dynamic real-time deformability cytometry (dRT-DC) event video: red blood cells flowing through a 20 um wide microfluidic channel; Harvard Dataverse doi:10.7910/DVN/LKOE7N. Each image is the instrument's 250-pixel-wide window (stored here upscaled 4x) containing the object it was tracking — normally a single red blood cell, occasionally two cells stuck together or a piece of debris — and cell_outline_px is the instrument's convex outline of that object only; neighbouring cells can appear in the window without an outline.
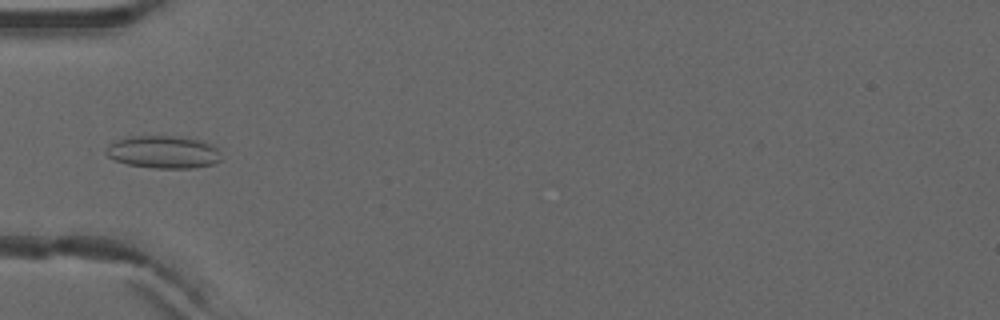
{"species": "common noctule bat (a hibernating species)", "species_latin": "Nyctalus noctula", "temperature_condition": "warm", "stored_images_in_passage": 6, "camera_frame_rate_fps": 3000, "um_per_image_px": 0.085, "animal": {"sex": "male", "forearm_length_mm": 52.5}, "frame": {"image": 1, "passage_image": 5, "time_ms": 1.333, "image_size_px": [1000, 320], "cell_outline_px": [[220, 160], [212, 164], [196, 168], [152, 168], [128, 164], [116, 160], [108, 156], [104, 152], [108, 144], [116, 140], [132, 136], [172, 136], [204, 140], [212, 144], [216, 148]], "centroid_in_image_um": [13.86, 12.92], "position_along_channel_um": 71.1, "area_um2": 21.85}}